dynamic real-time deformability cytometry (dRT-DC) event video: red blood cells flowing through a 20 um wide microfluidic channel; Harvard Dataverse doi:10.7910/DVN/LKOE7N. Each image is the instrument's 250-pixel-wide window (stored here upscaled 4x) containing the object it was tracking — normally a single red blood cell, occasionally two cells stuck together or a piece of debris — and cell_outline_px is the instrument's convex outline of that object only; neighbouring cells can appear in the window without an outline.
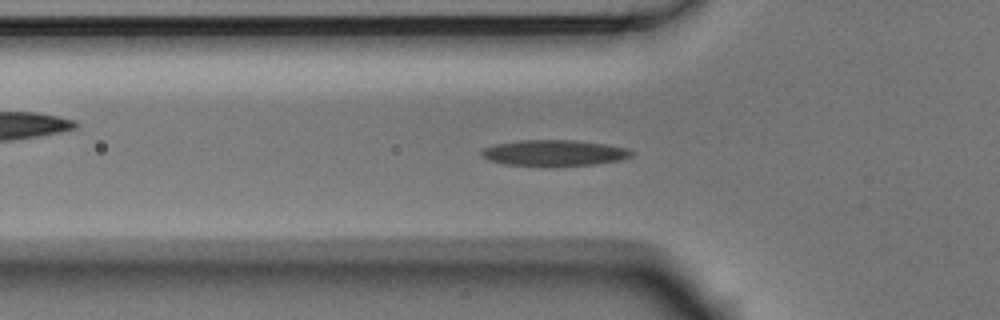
{"species": "Egyptian fruit bat (a non-hibernating species)", "species_latin": "Rousettus aegyptiacus", "temperature_condition": "room temperature", "stored_images_in_passage": 39, "camera_frame_rate_fps": 3000, "um_per_image_px": 0.085, "animal": {"sex": "male"}, "frame": {"image": 1, "passage_image": 3, "time_ms": 0.667, "image_size_px": [1000, 320], "cell_outline_px": [[632, 156], [620, 160], [596, 164], [504, 164], [488, 160], [480, 156], [480, 152], [484, 148], [496, 144], [520, 140], [576, 140], [608, 144], [628, 148], [632, 152]], "centroid_in_image_um": [47.12, 12.96], "position_along_channel_um": 78.7, "area_um2": 22.14}}
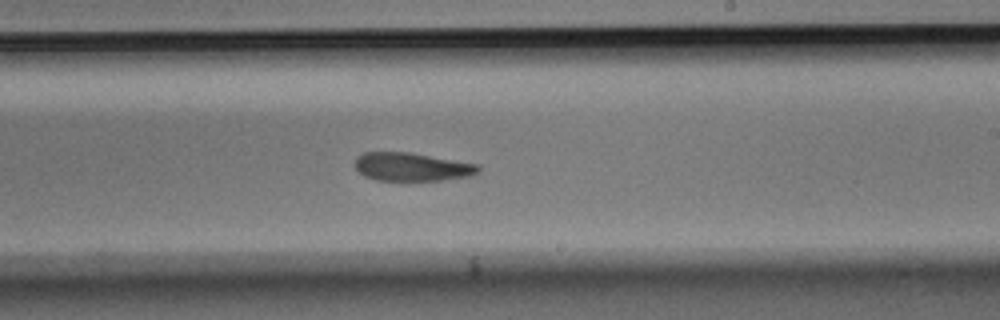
{"frame": {"image": 2, "passage_image": 17, "time_ms": 5.333, "image_size_px": [1000, 320], "cell_outline_px": [[480, 172], [472, 176], [440, 180], [376, 180], [364, 176], [356, 168], [356, 156], [364, 152], [408, 152], [480, 164]], "centroid_in_image_um": [35.05, 14.18], "position_along_channel_um": 254.0, "area_um2": 20.4}}
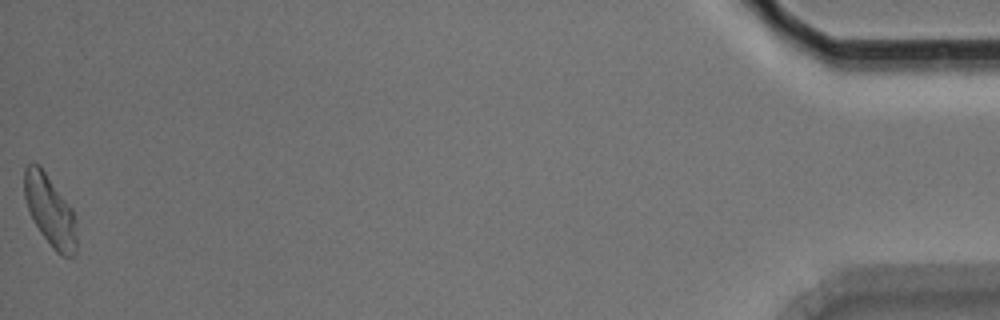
{"frame": {"image": 3, "passage_image": 39, "time_ms": 12.667, "image_size_px": [1000, 320], "cell_outline_px": [[76, 256], [60, 256], [52, 248], [40, 232], [28, 208], [24, 196], [24, 168], [32, 160], [40, 164], [72, 208], [76, 220]], "centroid_in_image_um": [4.26, 17.88], "position_along_channel_um": 430.9, "area_um2": 21.85}, "authors_computed_cell_mechanics": {"area_um2": 21.8484, "velocity_mm_per_s": 3.7499, "shape_relaxation_time_tau1_ms": 6.5903, "shape_relaxation_time_tau2_ms": 1.5915, "deformation_change_tau1": 0.1811, "deformation_change_tau2": 0.0823}}